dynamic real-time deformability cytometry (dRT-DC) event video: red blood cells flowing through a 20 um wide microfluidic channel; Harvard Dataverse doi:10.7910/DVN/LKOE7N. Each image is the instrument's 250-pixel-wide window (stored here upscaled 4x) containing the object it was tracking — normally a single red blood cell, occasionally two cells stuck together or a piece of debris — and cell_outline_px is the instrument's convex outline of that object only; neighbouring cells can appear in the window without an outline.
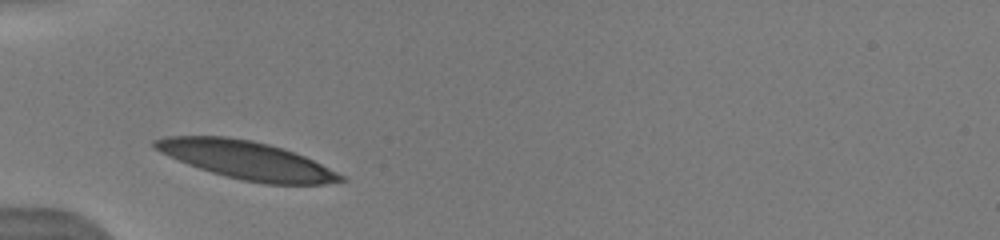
{"species": "human", "species_latin": "Homo sapiens", "temperature_condition": "warm", "stored_images_in_passage": 5, "camera_frame_rate_fps": 3000, "um_per_image_px": 0.085, "donor": {"sex": "male"}, "frame": {"image": 1, "passage_image": 2, "time_ms": 0.667, "image_size_px": [1000, 240], "cell_outline_px": [[348, 180], [324, 184], [264, 184], [244, 180], [212, 172], [188, 164], [168, 156], [160, 152], [152, 144], [152, 140], [168, 136], [228, 136], [252, 140], [268, 144], [304, 156], [344, 176]], "centroid_in_image_um": [20.94, 13.6], "position_along_channel_um": 64.1, "area_um2": 40.63}}